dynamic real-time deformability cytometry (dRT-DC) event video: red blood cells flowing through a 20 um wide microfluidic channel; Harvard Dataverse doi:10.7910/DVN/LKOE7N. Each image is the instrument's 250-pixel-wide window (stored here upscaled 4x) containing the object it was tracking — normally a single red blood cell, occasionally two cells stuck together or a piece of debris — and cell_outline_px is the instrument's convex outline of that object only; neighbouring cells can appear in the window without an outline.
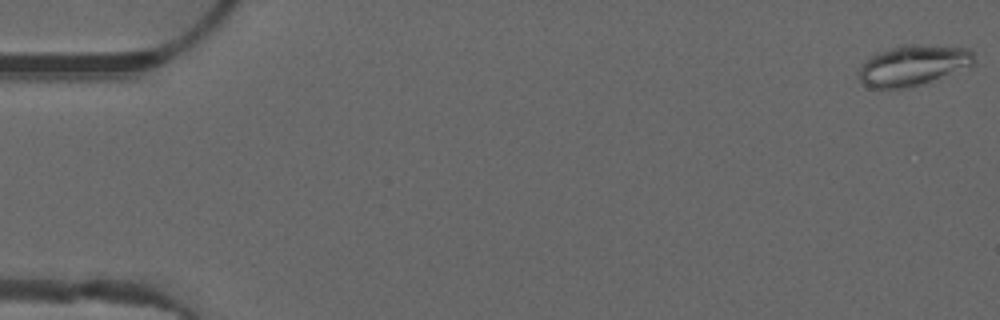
{"species": "common noctule bat (a hibernating species)", "species_latin": "Nyctalus noctula", "temperature_condition": "warm", "stored_images_in_passage": 51, "camera_frame_rate_fps": 3000, "um_per_image_px": 0.085, "animal": {"sex": "male", "forearm_length_mm": 52.5}, "frame": {"image": 1, "passage_image": 1, "time_ms": 0.0, "image_size_px": [1000, 320], "cell_outline_px": [[976, 64], [920, 84], [904, 88], [872, 88], [864, 84], [860, 80], [860, 68], [876, 52], [900, 44], [912, 44], [968, 48], [972, 52]], "centroid_in_image_um": [77.62, 5.53], "position_along_channel_um": 7.4, "area_um2": 26.76}}
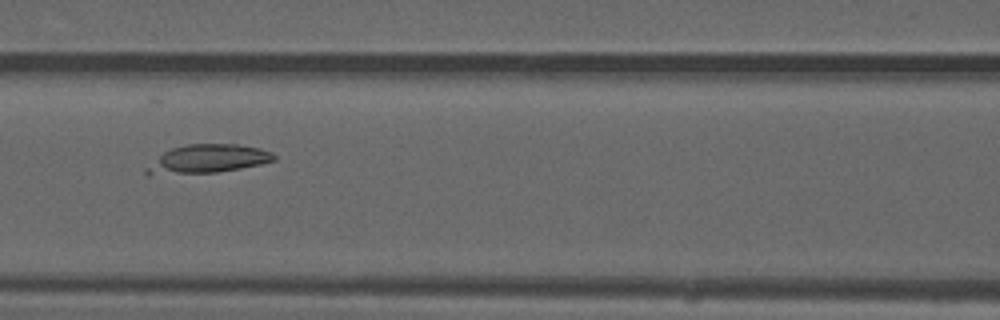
{"frame": {"image": 2, "passage_image": 23, "time_ms": 7.333, "image_size_px": [1000, 320], "cell_outline_px": [[276, 160], [260, 164], [240, 168], [216, 172], [148, 176], [144, 172], [144, 168], [164, 152], [172, 148], [188, 144], [236, 144], [260, 148], [272, 152], [276, 156]], "centroid_in_image_um": [17.61, 13.52], "position_along_channel_um": 149.0, "area_um2": 21.33}}
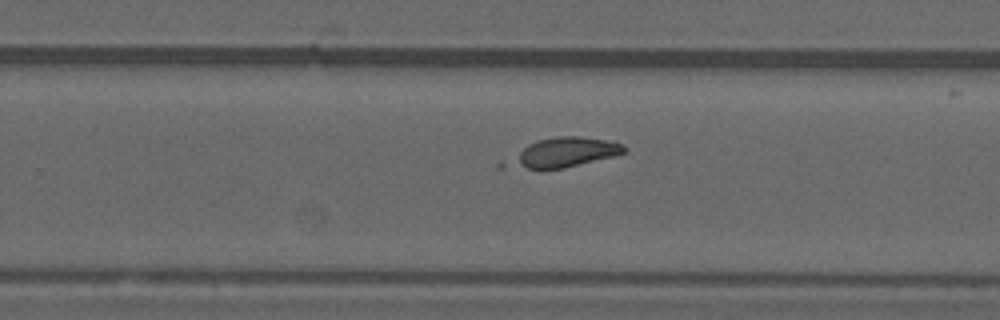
{"frame": {"image": 3, "passage_image": 33, "time_ms": 10.667, "image_size_px": [1000, 320], "cell_outline_px": [[628, 148], [624, 152], [616, 156], [564, 168], [496, 168], [496, 160], [528, 144], [540, 140], [556, 136], [580, 136], [616, 140], [624, 144]], "centroid_in_image_um": [47.73, 12.98], "position_along_channel_um": 282.1, "area_um2": 21.33}}